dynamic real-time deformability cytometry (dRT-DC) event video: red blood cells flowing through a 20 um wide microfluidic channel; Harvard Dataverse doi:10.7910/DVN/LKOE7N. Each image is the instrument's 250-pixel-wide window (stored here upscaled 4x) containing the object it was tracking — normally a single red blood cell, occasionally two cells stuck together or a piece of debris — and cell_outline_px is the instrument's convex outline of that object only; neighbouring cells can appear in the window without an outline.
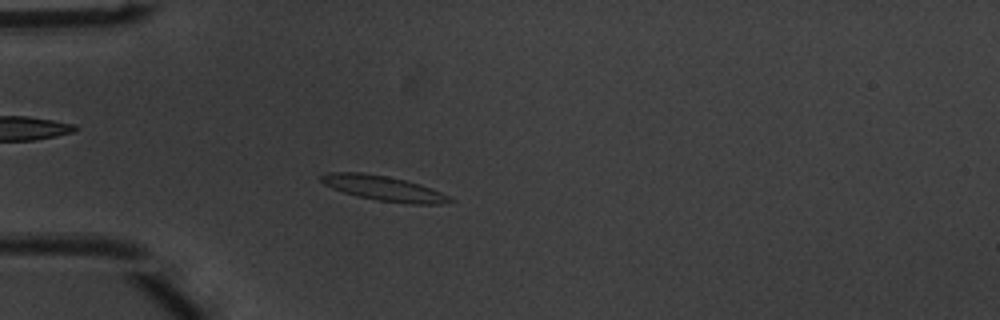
{"species": "common noctule bat (a hibernating species)", "species_latin": "Nyctalus noctula", "temperature_condition": "warm", "stored_images_in_passage": 50, "camera_frame_rate_fps": 3000, "um_per_image_px": 0.085, "animal": {"sex": "male", "body_mass_g": 20.1, "forearm_length_mm": 53.5}, "frame": {"image": 1, "passage_image": 14, "time_ms": 4.333, "image_size_px": [1000, 320], "cell_outline_px": [[456, 200], [440, 204], [408, 204], [376, 200], [356, 196], [332, 188], [324, 184], [320, 180], [320, 176], [328, 172], [360, 172], [388, 176], [420, 184], [432, 188]], "centroid_in_image_um": [32.61, 16.01], "position_along_channel_um": 52.4, "area_um2": 18.73}}
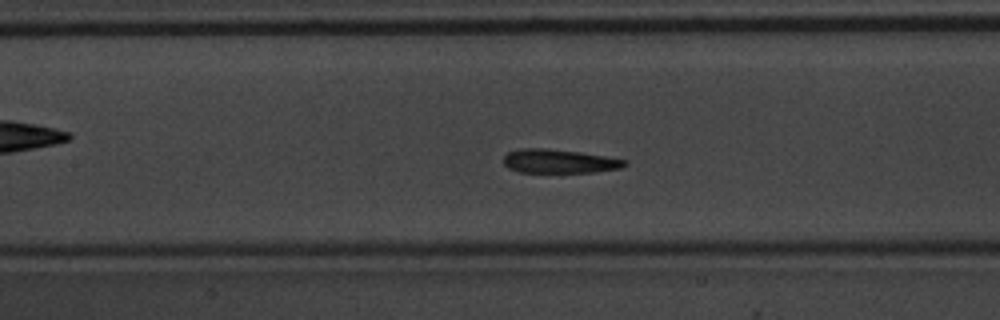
{"frame": {"image": 2, "passage_image": 23, "time_ms": 7.333, "image_size_px": [1000, 320], "cell_outline_px": [[628, 164], [620, 168], [596, 172], [520, 172], [508, 168], [504, 164], [504, 156], [508, 152], [520, 148], [544, 148], [580, 152], [628, 160]], "centroid_in_image_um": [47.53, 13.7], "position_along_channel_um": 159.9, "area_um2": 16.82}}
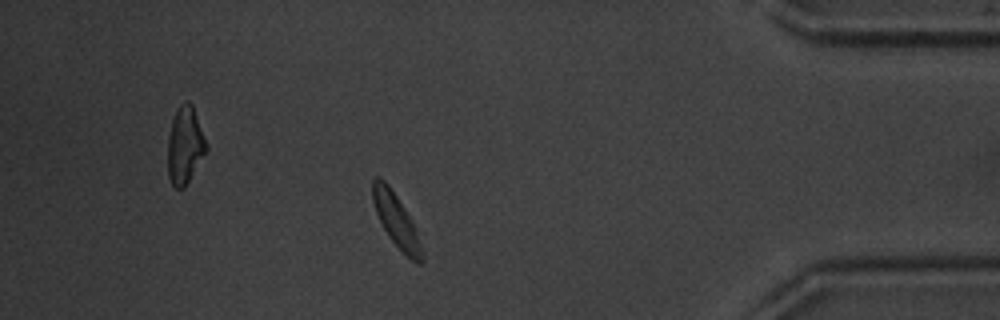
{"frame": {"image": 3, "passage_image": 44, "time_ms": 14.333, "image_size_px": [1000, 320], "cell_outline_px": [[424, 260], [420, 264], [416, 264], [388, 236], [376, 212], [372, 200], [372, 180], [376, 176], [380, 176], [388, 184], [412, 220], [424, 256]], "centroid_in_image_um": [33.66, 18.7], "position_along_channel_um": 401.5, "area_um2": 14.85}, "authors_computed_cell_mechanics": {"area_um2": 17.1088, "velocity_mm_per_s": 3.9672, "shape_relaxation_time_tau1_ms": 1.9612, "shape_relaxation_time_tau2_ms": 1.0579, "deformation_change_tau1": 0.1222, "deformation_change_tau2": 0.0898}}